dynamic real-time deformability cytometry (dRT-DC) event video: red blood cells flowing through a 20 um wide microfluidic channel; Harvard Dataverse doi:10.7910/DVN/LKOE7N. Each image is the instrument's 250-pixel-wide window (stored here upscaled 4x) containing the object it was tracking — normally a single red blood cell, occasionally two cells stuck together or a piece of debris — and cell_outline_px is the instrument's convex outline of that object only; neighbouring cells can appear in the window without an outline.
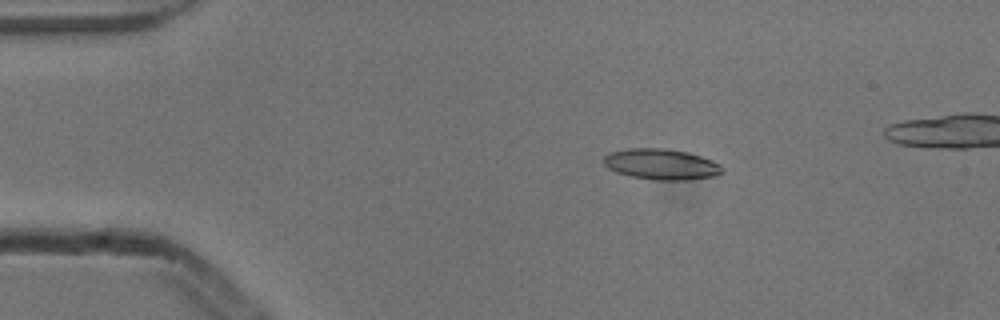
{"species": "common noctule bat (a hibernating species)", "species_latin": "Nyctalus noctula", "temperature_condition": "cold", "stored_images_in_passage": 5, "camera_frame_rate_fps": 3000, "um_per_image_px": 0.085, "animal": {"sex": "male", "body_mass_g": 13.3}, "frame": {"image": 1, "passage_image": 2, "time_ms": 0.333, "image_size_px": [1000, 320], "cell_outline_px": [[724, 172], [716, 176], [692, 180], [656, 180], [632, 176], [616, 172], [608, 168], [604, 164], [604, 156], [608, 152], [628, 148], [664, 148], [688, 152], [712, 160], [720, 164], [724, 168]], "centroid_in_image_um": [56.24, 13.96], "position_along_channel_um": 28.8, "area_um2": 21.5}}